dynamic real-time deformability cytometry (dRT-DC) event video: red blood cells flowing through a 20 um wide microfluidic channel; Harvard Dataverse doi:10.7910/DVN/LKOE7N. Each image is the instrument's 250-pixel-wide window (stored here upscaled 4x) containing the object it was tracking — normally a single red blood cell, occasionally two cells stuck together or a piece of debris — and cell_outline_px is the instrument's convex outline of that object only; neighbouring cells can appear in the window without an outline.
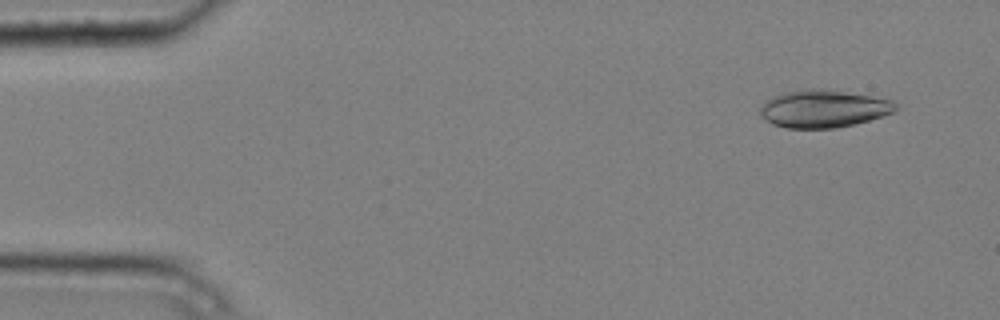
{"species": "common noctule bat (a hibernating species)", "species_latin": "Nyctalus noctula", "temperature_condition": "cold", "stored_images_in_passage": 4, "camera_frame_rate_fps": 3000, "um_per_image_px": 0.085, "animal": {"sex": "male", "body_mass_g": 20.4}, "frame": {"image": 1, "passage_image": 1, "time_ms": 0.0, "image_size_px": [1000, 320], "cell_outline_px": [[900, 108], [896, 112], [856, 124], [836, 128], [784, 128], [772, 124], [760, 116], [760, 108], [772, 96], [784, 92], [808, 88], [820, 88], [892, 100], [900, 104]], "centroid_in_image_um": [70.03, 9.25], "position_along_channel_um": 15.0, "area_um2": 29.88}}
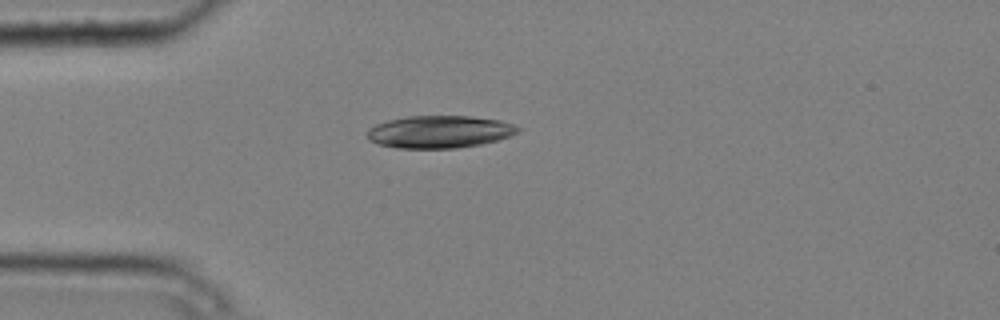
{"frame": {"image": 2, "passage_image": 4, "time_ms": 1.0, "image_size_px": [1000, 320], "cell_outline_px": [[520, 132], [496, 140], [480, 144], [456, 148], [396, 148], [380, 144], [368, 140], [368, 128], [376, 124], [388, 120], [408, 116], [468, 116], [500, 120], [512, 124], [520, 128]], "centroid_in_image_um": [37.34, 11.2], "position_along_channel_um": 47.7, "area_um2": 28.32}}